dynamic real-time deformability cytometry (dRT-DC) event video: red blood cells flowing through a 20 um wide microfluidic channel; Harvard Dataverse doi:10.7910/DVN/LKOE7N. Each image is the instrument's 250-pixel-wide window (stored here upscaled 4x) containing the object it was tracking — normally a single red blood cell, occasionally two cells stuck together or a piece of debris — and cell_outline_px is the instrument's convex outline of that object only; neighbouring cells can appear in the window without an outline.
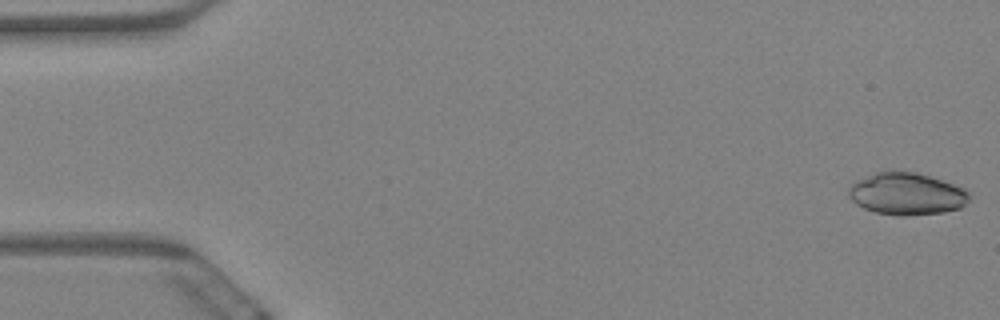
{"species": "Egyptian fruit bat (a non-hibernating species)", "species_latin": "Rousettus aegyptiacus", "temperature_condition": "warm", "stored_images_in_passage": 60, "camera_frame_rate_fps": 3000, "um_per_image_px": 0.085, "animal": {"sex": "female"}, "frame": {"image": 1, "passage_image": 1, "time_ms": 0.0, "image_size_px": [1000, 320], "cell_outline_px": [[968, 200], [960, 208], [944, 212], [904, 216], [900, 216], [876, 212], [864, 208], [856, 204], [848, 196], [848, 188], [856, 180], [876, 172], [892, 168], [916, 172], [964, 188], [968, 192]], "centroid_in_image_um": [77.01, 16.45], "position_along_channel_um": 8.0, "area_um2": 29.82}}
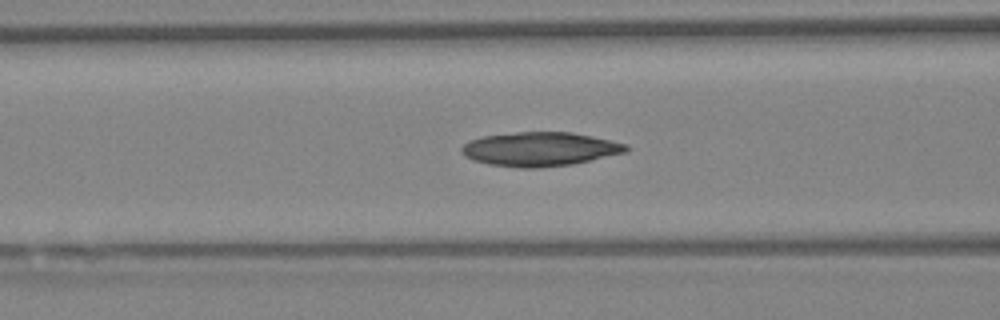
{"frame": {"image": 2, "passage_image": 24, "time_ms": 7.667, "image_size_px": [1000, 320], "cell_outline_px": [[632, 148], [628, 152], [592, 160], [572, 164], [536, 168], [520, 168], [488, 164], [472, 160], [464, 156], [460, 152], [460, 148], [464, 144], [472, 140], [484, 136], [516, 132], [572, 132], [592, 136], [628, 144]], "centroid_in_image_um": [45.92, 12.68], "position_along_channel_um": 120.7, "area_um2": 32.83}}
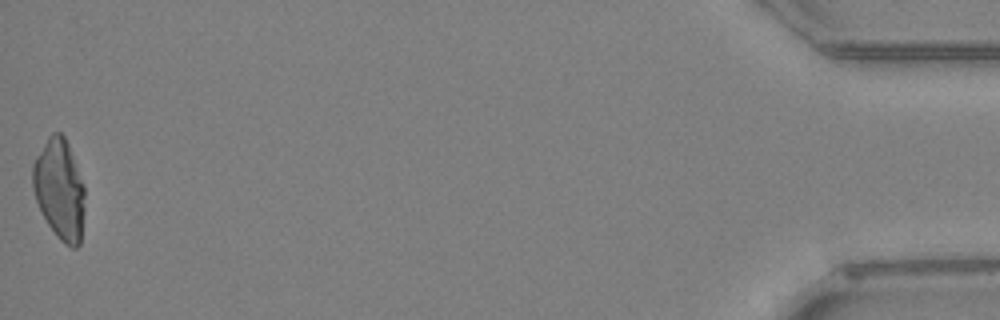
{"frame": {"image": 3, "passage_image": 60, "time_ms": 19.667, "image_size_px": [1000, 320], "cell_outline_px": [[84, 208], [80, 244], [76, 248], [72, 248], [64, 244], [56, 236], [48, 224], [36, 200], [32, 188], [32, 164], [36, 156], [48, 136], [52, 132], [60, 132], [64, 136], [68, 144], [84, 184]], "centroid_in_image_um": [5.05, 16.09], "position_along_channel_um": 430.1, "area_um2": 30.52}}